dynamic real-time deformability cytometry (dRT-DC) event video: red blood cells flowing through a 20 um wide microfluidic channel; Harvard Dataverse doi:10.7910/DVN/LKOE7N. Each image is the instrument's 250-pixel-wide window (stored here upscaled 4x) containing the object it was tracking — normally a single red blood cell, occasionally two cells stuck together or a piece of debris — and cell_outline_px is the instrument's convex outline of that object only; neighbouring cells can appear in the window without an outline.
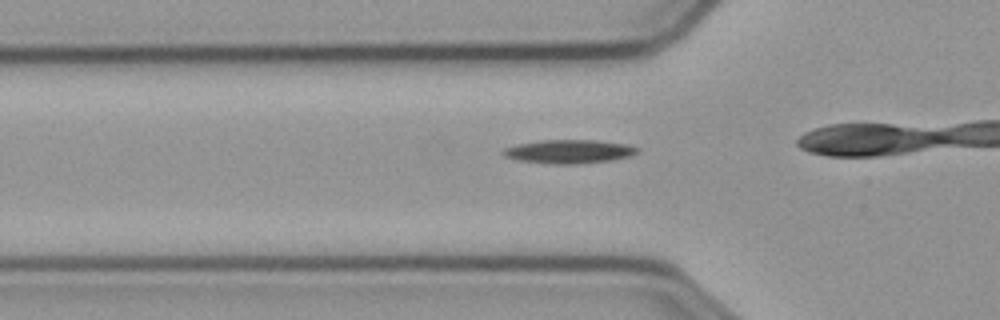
{"species": "common noctule bat (a hibernating species)", "species_latin": "Nyctalus noctula", "temperature_condition": "cold", "stored_images_in_passage": 28, "camera_frame_rate_fps": 3000, "um_per_image_px": 0.085, "animal": {"sex": "male", "body_mass_g": 23.1, "forearm_length_mm": 52.7}, "frame": {"image": 1, "passage_image": 3, "time_ms": 0.667, "image_size_px": [1000, 320], "cell_outline_px": [[640, 152], [628, 156], [612, 160], [576, 164], [552, 164], [516, 160], [504, 156], [500, 152], [504, 148], [520, 144], [540, 140], [596, 140], [628, 144], [640, 148]], "centroid_in_image_um": [48.38, 12.88], "position_along_channel_um": 77.4, "area_um2": 18.61}}
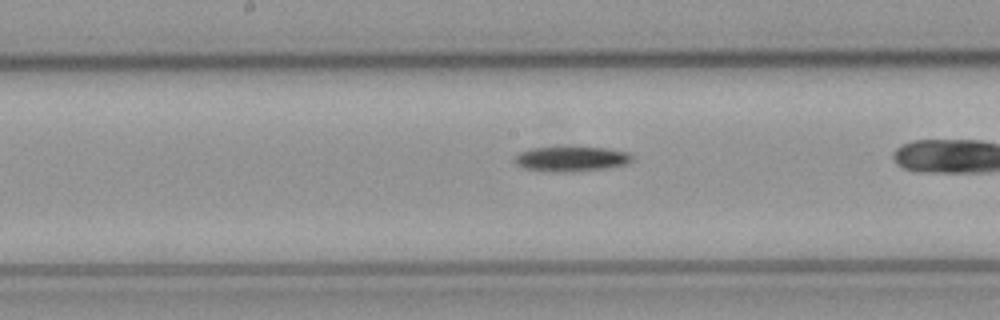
{"frame": {"image": 2, "passage_image": 13, "time_ms": 4.0, "image_size_px": [1000, 320], "cell_outline_px": [[632, 160], [624, 164], [608, 168], [568, 172], [556, 172], [524, 168], [516, 164], [516, 156], [520, 152], [532, 148], [608, 148], [628, 152], [632, 156]], "centroid_in_image_um": [48.58, 13.52], "position_along_channel_um": 199.6, "area_um2": 16.65}}
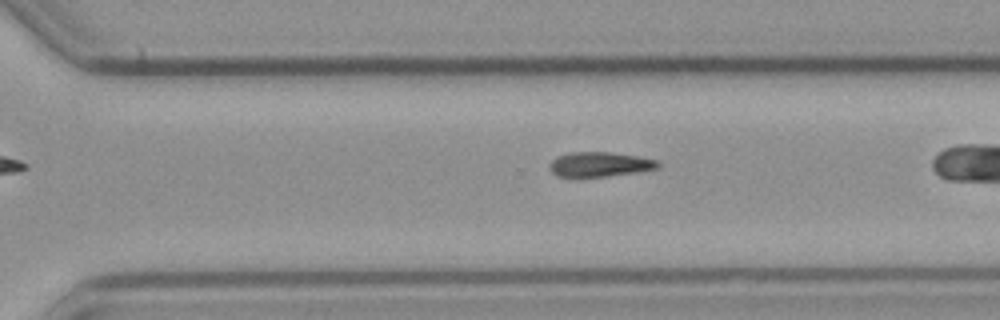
{"frame": {"image": 3, "passage_image": 23, "time_ms": 7.333, "image_size_px": [1000, 320], "cell_outline_px": [[660, 168], [636, 172], [608, 176], [556, 176], [548, 168], [548, 164], [556, 156], [568, 152], [612, 152], [636, 156], [656, 160], [660, 164]], "centroid_in_image_um": [50.94, 13.96], "position_along_channel_um": 319.7, "area_um2": 15.61}}